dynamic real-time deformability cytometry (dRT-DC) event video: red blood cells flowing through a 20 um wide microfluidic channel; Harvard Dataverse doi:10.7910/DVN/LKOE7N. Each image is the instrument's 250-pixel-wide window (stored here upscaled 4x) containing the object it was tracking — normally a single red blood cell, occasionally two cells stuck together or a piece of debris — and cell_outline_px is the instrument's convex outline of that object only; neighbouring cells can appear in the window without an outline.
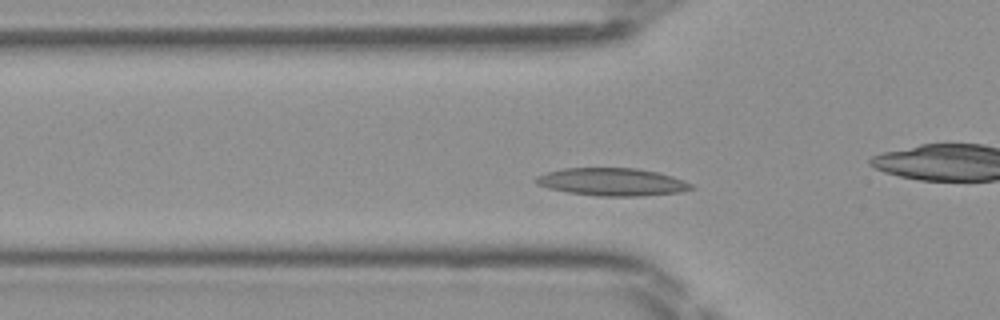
{"species": "Egyptian fruit bat (a non-hibernating species)", "species_latin": "Rousettus aegyptiacus", "temperature_condition": "room temperature", "stored_images_in_passage": 42, "camera_frame_rate_fps": 3000, "um_per_image_px": 0.085, "frame": {"image": 1, "passage_image": 8, "time_ms": 2.333, "image_size_px": [1000, 320], "cell_outline_px": [[696, 188], [680, 192], [644, 196], [596, 196], [568, 192], [548, 188], [536, 184], [536, 176], [548, 172], [564, 168], [636, 168], [656, 172], [672, 176], [684, 180], [692, 184]], "centroid_in_image_um": [52.06, 15.47], "position_along_channel_um": 73.7, "area_um2": 25.09}}
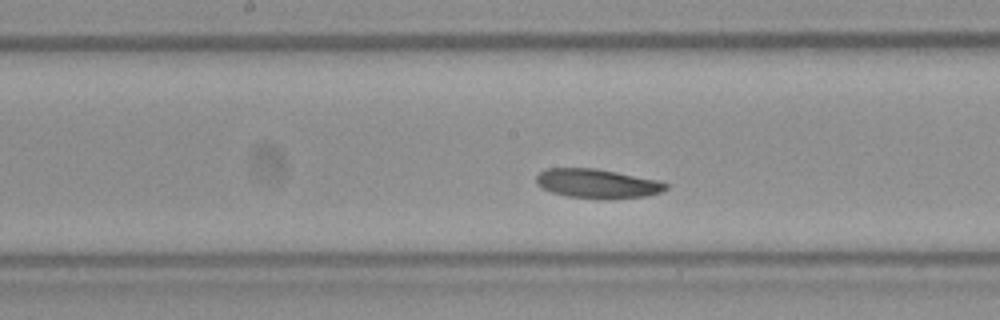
{"frame": {"image": 2, "passage_image": 17, "time_ms": 5.333, "image_size_px": [1000, 320], "cell_outline_px": [[668, 188], [660, 192], [644, 196], [568, 196], [552, 192], [536, 184], [536, 176], [540, 172], [548, 168], [596, 168], [660, 180], [668, 184]], "centroid_in_image_um": [50.76, 15.54], "position_along_channel_um": 197.4, "area_um2": 21.1}}
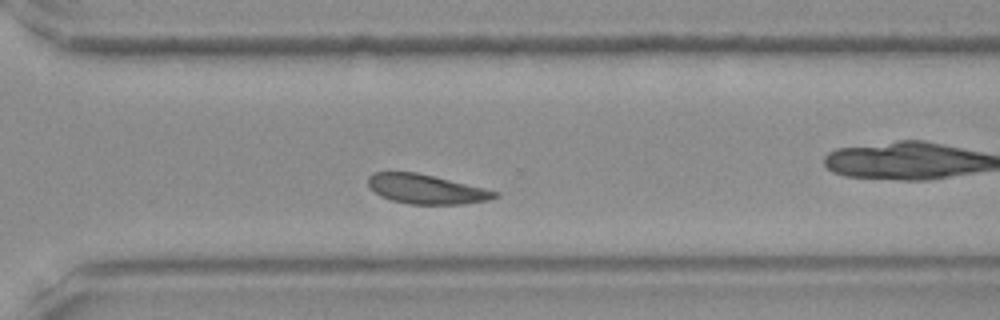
{"frame": {"image": 3, "passage_image": 27, "time_ms": 8.667, "image_size_px": [1000, 320], "cell_outline_px": [[500, 196], [488, 200], [464, 204], [408, 204], [392, 200], [380, 196], [368, 188], [368, 176], [372, 172], [416, 172], [484, 188], [500, 192]], "centroid_in_image_um": [36.21, 16.08], "position_along_channel_um": 334.4, "area_um2": 21.79}}